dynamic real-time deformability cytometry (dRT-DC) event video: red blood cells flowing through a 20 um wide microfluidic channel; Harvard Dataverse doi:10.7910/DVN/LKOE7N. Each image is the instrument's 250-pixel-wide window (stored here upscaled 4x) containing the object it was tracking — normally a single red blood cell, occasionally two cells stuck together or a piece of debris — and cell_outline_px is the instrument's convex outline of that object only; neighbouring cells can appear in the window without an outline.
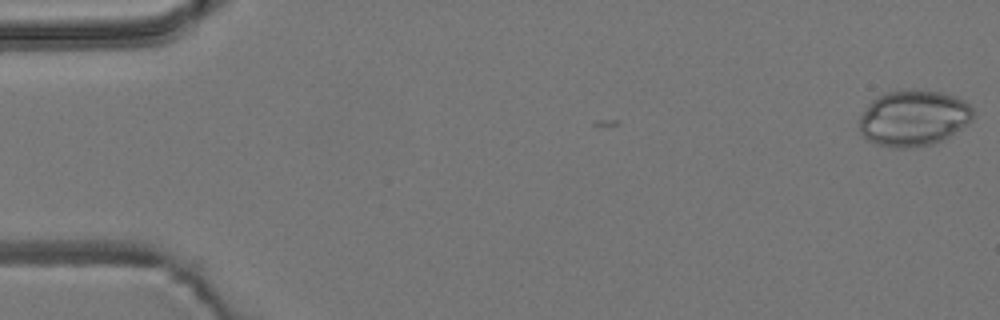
{"species": "common noctule bat (a hibernating species)", "species_latin": "Nyctalus noctula", "temperature_condition": "room temperature", "stored_images_in_passage": 6, "camera_frame_rate_fps": 3000, "um_per_image_px": 0.085, "animal": {"sex": "male", "body_mass_g": 19.2, "forearm_length_mm": 51.8}, "frame": {"image": 1, "passage_image": 1, "time_ms": 0.0, "image_size_px": [1000, 320], "cell_outline_px": [[972, 120], [948, 136], [932, 144], [908, 148], [892, 148], [876, 144], [868, 140], [860, 132], [860, 116], [868, 104], [872, 100], [884, 92], [912, 88], [916, 88], [940, 92], [956, 96], [964, 100], [972, 108]], "centroid_in_image_um": [77.62, 10.01], "position_along_channel_um": 7.4, "area_um2": 37.22}}